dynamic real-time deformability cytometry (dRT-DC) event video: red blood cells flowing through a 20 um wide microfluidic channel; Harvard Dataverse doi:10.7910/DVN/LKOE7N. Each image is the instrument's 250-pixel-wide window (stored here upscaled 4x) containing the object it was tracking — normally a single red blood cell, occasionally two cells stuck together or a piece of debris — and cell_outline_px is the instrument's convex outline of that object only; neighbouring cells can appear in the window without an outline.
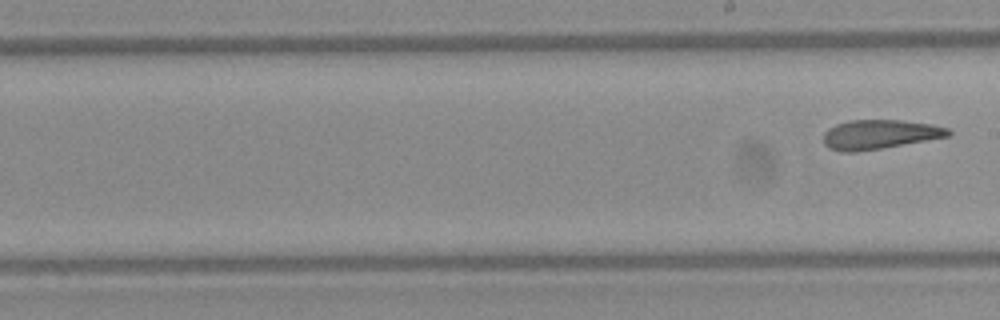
{"species": "Egyptian fruit bat (a non-hibernating species)", "species_latin": "Rousettus aegyptiacus", "temperature_condition": "warm", "stored_images_in_passage": 9, "segment_of_instrument_passage": [2, 2], "camera_frame_rate_fps": 3000, "um_per_image_px": 0.085, "frame": {"image": 1, "passage_image": 9, "time_ms": 2.667, "image_size_px": [1000, 320], "cell_outline_px": [[952, 136], [856, 152], [840, 152], [828, 148], [824, 144], [824, 132], [828, 128], [836, 124], [848, 120], [904, 120], [932, 124], [948, 128], [952, 132]], "centroid_in_image_um": [74.77, 11.42], "position_along_channel_um": 214.2, "area_um2": 21.5}}